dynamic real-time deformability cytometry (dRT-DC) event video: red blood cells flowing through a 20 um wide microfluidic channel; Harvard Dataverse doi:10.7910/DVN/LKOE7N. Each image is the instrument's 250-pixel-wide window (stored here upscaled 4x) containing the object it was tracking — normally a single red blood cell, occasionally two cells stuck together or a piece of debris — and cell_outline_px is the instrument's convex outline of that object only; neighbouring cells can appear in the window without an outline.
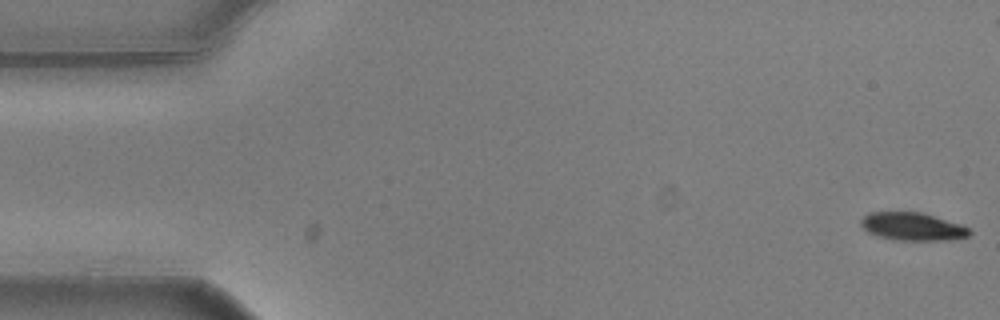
{"species": "common noctule bat (a hibernating species)", "species_latin": "Nyctalus noctula", "temperature_condition": "warm", "stored_images_in_passage": 56, "camera_frame_rate_fps": 3000, "um_per_image_px": 0.085, "animal": {"sex": "male", "body_mass_g": 20.5, "forearm_length_mm": 52.5}, "frame": {"image": 1, "passage_image": 1, "time_ms": 0.0, "image_size_px": [1000, 320], "cell_outline_px": [[972, 232], [968, 236], [944, 240], [896, 240], [880, 236], [868, 232], [860, 224], [860, 220], [868, 212], [920, 212], [960, 224], [968, 228]], "centroid_in_image_um": [77.53, 19.25], "position_along_channel_um": 7.5, "area_um2": 17.4}}
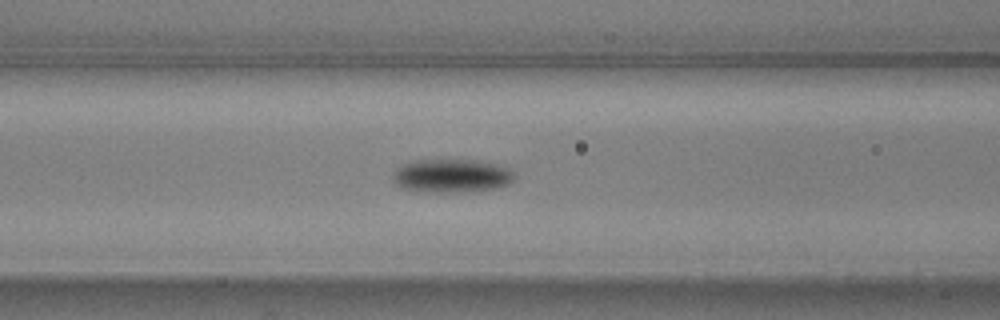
{"frame": {"image": 2, "passage_image": 22, "time_ms": 7.0, "image_size_px": [1000, 320], "cell_outline_px": [[516, 176], [508, 184], [496, 188], [452, 192], [420, 192], [400, 188], [392, 180], [392, 172], [396, 168], [408, 160], [476, 160], [500, 164], [508, 168]], "centroid_in_image_um": [38.32, 14.93], "position_along_channel_um": 128.3, "area_um2": 24.04}}
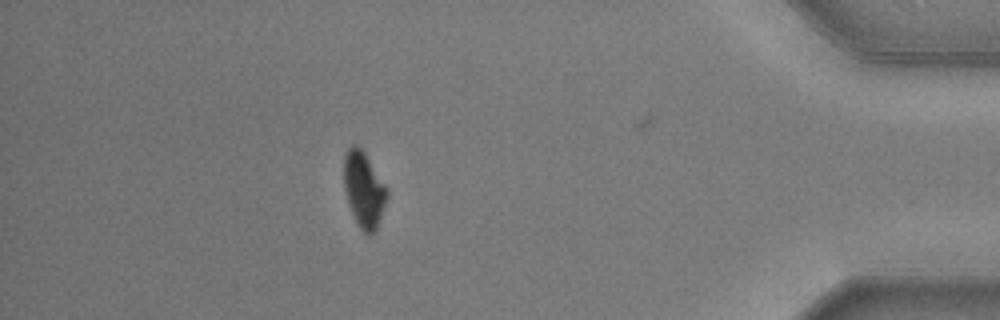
{"frame": {"image": 3, "passage_image": 49, "time_ms": 16.0, "image_size_px": [1000, 320], "cell_outline_px": [[388, 196], [376, 228], [368, 236], [360, 228], [352, 212], [344, 188], [344, 156], [348, 148], [352, 144], [356, 144], [364, 152], [388, 188]], "centroid_in_image_um": [30.93, 16.07], "position_along_channel_um": 404.3, "area_um2": 18.67}, "authors_computed_cell_mechanics": {"area_um2": 20.8947, "velocity_mm_per_s": 3.62, "shape_relaxation_time_tau1_ms": 1.5999, "shape_relaxation_time_tau2_ms": null, "deformation_change_tau1": 0.1234, "deformation_change_tau2": null}}